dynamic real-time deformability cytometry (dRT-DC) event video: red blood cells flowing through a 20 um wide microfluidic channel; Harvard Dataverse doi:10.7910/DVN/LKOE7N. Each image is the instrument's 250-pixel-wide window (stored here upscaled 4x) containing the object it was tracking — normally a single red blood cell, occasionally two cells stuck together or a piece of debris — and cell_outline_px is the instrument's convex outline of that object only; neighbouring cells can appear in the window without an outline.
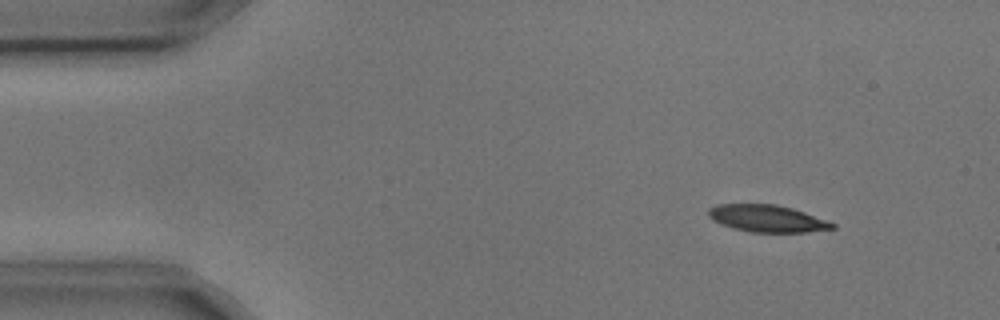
{"species": "common noctule bat (a hibernating species)", "species_latin": "Nyctalus noctula", "temperature_condition": "cold", "stored_images_in_passage": 4, "camera_frame_rate_fps": 3000, "um_per_image_px": 0.085, "animal": {"sex": "male", "body_mass_g": 17.9, "forearm_length_mm": 54.2}, "frame": {"image": 1, "passage_image": 1, "time_ms": 0.0, "image_size_px": [1000, 320], "cell_outline_px": [[836, 228], [808, 232], [752, 232], [732, 228], [720, 224], [712, 220], [708, 216], [708, 208], [716, 204], [776, 204], [792, 208], [804, 212], [836, 224]], "centroid_in_image_um": [65.17, 18.57], "position_along_channel_um": 19.8, "area_um2": 19.59}}
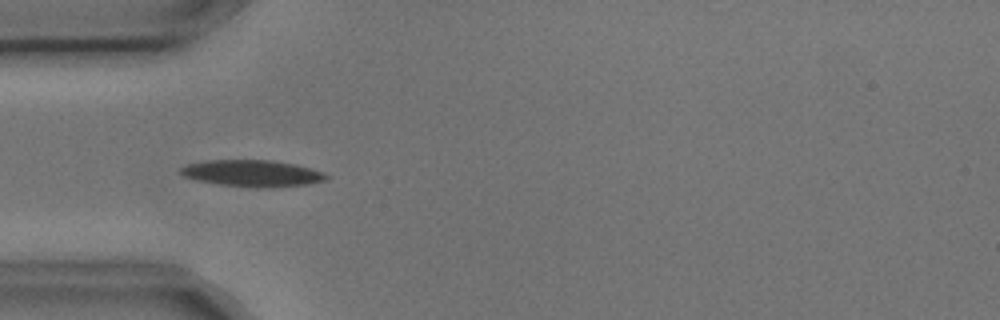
{"frame": {"image": 2, "passage_image": 3, "time_ms": 0.667, "image_size_px": [1000, 320], "cell_outline_px": [[328, 176], [324, 180], [308, 184], [272, 188], [256, 188], [216, 184], [196, 180], [184, 176], [180, 172], [180, 168], [188, 164], [208, 160], [272, 160], [296, 164], [324, 172]], "centroid_in_image_um": [21.45, 14.74], "position_along_channel_um": 63.6, "area_um2": 22.72}}